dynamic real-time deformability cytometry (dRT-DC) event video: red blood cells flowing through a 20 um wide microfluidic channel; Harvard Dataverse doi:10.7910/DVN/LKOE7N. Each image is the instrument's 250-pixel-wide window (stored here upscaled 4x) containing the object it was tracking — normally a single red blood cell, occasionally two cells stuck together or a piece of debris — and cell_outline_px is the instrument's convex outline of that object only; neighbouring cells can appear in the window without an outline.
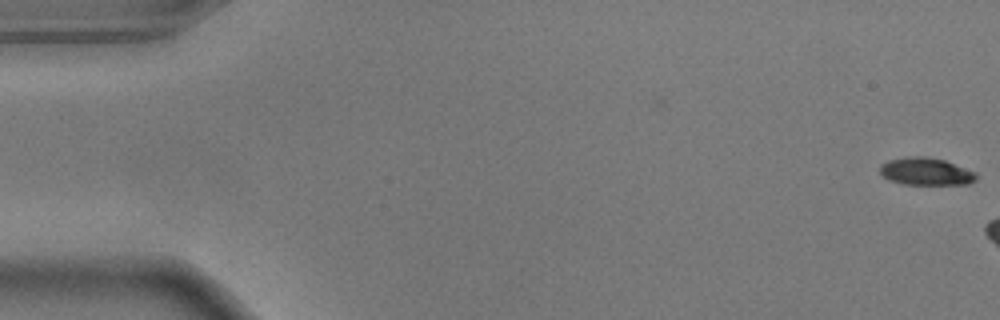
{"species": "common noctule bat (a hibernating species)", "species_latin": "Nyctalus noctula", "temperature_condition": "warm", "stored_images_in_passage": 6, "camera_frame_rate_fps": 3000, "um_per_image_px": 0.085, "animal": {"sex": "male", "body_mass_g": 17.9}, "frame": {"image": 1, "passage_image": 1, "time_ms": 0.0, "image_size_px": [1000, 320], "cell_outline_px": [[976, 180], [968, 184], [904, 184], [888, 180], [880, 172], [880, 164], [888, 160], [912, 156], [924, 156], [944, 160], [976, 172]], "centroid_in_image_um": [78.69, 14.57], "position_along_channel_um": 6.3, "area_um2": 15.32}}